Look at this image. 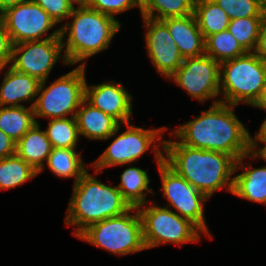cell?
<instances>
[{"label": "cell", "mask_w": 266, "mask_h": 266, "mask_svg": "<svg viewBox=\"0 0 266 266\" xmlns=\"http://www.w3.org/2000/svg\"><path fill=\"white\" fill-rule=\"evenodd\" d=\"M235 106L215 100L208 111L175 130L180 143L221 152L236 161L250 152V134L240 122L233 108Z\"/></svg>", "instance_id": "1"}, {"label": "cell", "mask_w": 266, "mask_h": 266, "mask_svg": "<svg viewBox=\"0 0 266 266\" xmlns=\"http://www.w3.org/2000/svg\"><path fill=\"white\" fill-rule=\"evenodd\" d=\"M163 161L178 175L208 198L225 186L232 193V174L238 169L236 160L227 154L190 147L180 142H163Z\"/></svg>", "instance_id": "2"}, {"label": "cell", "mask_w": 266, "mask_h": 266, "mask_svg": "<svg viewBox=\"0 0 266 266\" xmlns=\"http://www.w3.org/2000/svg\"><path fill=\"white\" fill-rule=\"evenodd\" d=\"M130 208L116 186H107L86 171L74 183L65 224L77 225L73 234L78 236L88 226L122 215Z\"/></svg>", "instance_id": "3"}, {"label": "cell", "mask_w": 266, "mask_h": 266, "mask_svg": "<svg viewBox=\"0 0 266 266\" xmlns=\"http://www.w3.org/2000/svg\"><path fill=\"white\" fill-rule=\"evenodd\" d=\"M69 17H73V21L60 28L65 52L63 63L66 65L81 62L103 51L120 29L118 20L90 7L73 8ZM67 32L68 39L64 42Z\"/></svg>", "instance_id": "4"}, {"label": "cell", "mask_w": 266, "mask_h": 266, "mask_svg": "<svg viewBox=\"0 0 266 266\" xmlns=\"http://www.w3.org/2000/svg\"><path fill=\"white\" fill-rule=\"evenodd\" d=\"M266 82V63L254 52L220 64V93L222 103L236 106L239 102L254 105Z\"/></svg>", "instance_id": "5"}, {"label": "cell", "mask_w": 266, "mask_h": 266, "mask_svg": "<svg viewBox=\"0 0 266 266\" xmlns=\"http://www.w3.org/2000/svg\"><path fill=\"white\" fill-rule=\"evenodd\" d=\"M133 210L136 211L135 214L130 215ZM77 237L118 255L146 249L143 242L142 219L136 207H131L122 215L88 226Z\"/></svg>", "instance_id": "6"}, {"label": "cell", "mask_w": 266, "mask_h": 266, "mask_svg": "<svg viewBox=\"0 0 266 266\" xmlns=\"http://www.w3.org/2000/svg\"><path fill=\"white\" fill-rule=\"evenodd\" d=\"M85 67V63L80 64L47 88L46 81H42L38 91L40 95L31 105L34 117L67 118L70 113L75 117L76 109L85 99Z\"/></svg>", "instance_id": "7"}, {"label": "cell", "mask_w": 266, "mask_h": 266, "mask_svg": "<svg viewBox=\"0 0 266 266\" xmlns=\"http://www.w3.org/2000/svg\"><path fill=\"white\" fill-rule=\"evenodd\" d=\"M142 219L143 242L146 249L163 243L197 242L202 232L190 220L180 217L167 207L152 205L138 208Z\"/></svg>", "instance_id": "8"}, {"label": "cell", "mask_w": 266, "mask_h": 266, "mask_svg": "<svg viewBox=\"0 0 266 266\" xmlns=\"http://www.w3.org/2000/svg\"><path fill=\"white\" fill-rule=\"evenodd\" d=\"M127 130L121 133L114 141L108 146V148L101 154V156L93 164L95 173L101 171L103 168L124 165L135 162L146 153V150L153 145V152L155 151V157L157 158V165L163 161L164 152L159 150L154 141H161L163 147L164 140L161 139L160 133L166 130V127L159 129H143L140 127H134L130 125V122L126 123Z\"/></svg>", "instance_id": "9"}, {"label": "cell", "mask_w": 266, "mask_h": 266, "mask_svg": "<svg viewBox=\"0 0 266 266\" xmlns=\"http://www.w3.org/2000/svg\"><path fill=\"white\" fill-rule=\"evenodd\" d=\"M163 195L168 199L169 206L177 210L180 217L194 223L205 235L212 237L206 227L203 205L208 197L194 188L187 180L178 175L164 161L159 165Z\"/></svg>", "instance_id": "10"}, {"label": "cell", "mask_w": 266, "mask_h": 266, "mask_svg": "<svg viewBox=\"0 0 266 266\" xmlns=\"http://www.w3.org/2000/svg\"><path fill=\"white\" fill-rule=\"evenodd\" d=\"M61 50L63 46L59 28L45 39L13 44L11 67L40 82L46 81L60 58Z\"/></svg>", "instance_id": "11"}, {"label": "cell", "mask_w": 266, "mask_h": 266, "mask_svg": "<svg viewBox=\"0 0 266 266\" xmlns=\"http://www.w3.org/2000/svg\"><path fill=\"white\" fill-rule=\"evenodd\" d=\"M169 78L201 102L220 94V63L206 54L184 58Z\"/></svg>", "instance_id": "12"}, {"label": "cell", "mask_w": 266, "mask_h": 266, "mask_svg": "<svg viewBox=\"0 0 266 266\" xmlns=\"http://www.w3.org/2000/svg\"><path fill=\"white\" fill-rule=\"evenodd\" d=\"M0 20L13 44L42 40L46 32L57 24L49 14L33 0H26L6 8Z\"/></svg>", "instance_id": "13"}, {"label": "cell", "mask_w": 266, "mask_h": 266, "mask_svg": "<svg viewBox=\"0 0 266 266\" xmlns=\"http://www.w3.org/2000/svg\"><path fill=\"white\" fill-rule=\"evenodd\" d=\"M147 28V53L156 70L169 78L183 63L176 42L171 37L167 26L161 21L143 17Z\"/></svg>", "instance_id": "14"}, {"label": "cell", "mask_w": 266, "mask_h": 266, "mask_svg": "<svg viewBox=\"0 0 266 266\" xmlns=\"http://www.w3.org/2000/svg\"><path fill=\"white\" fill-rule=\"evenodd\" d=\"M85 100L112 116L121 125L128 123L132 114V97L121 83L85 84Z\"/></svg>", "instance_id": "15"}, {"label": "cell", "mask_w": 266, "mask_h": 266, "mask_svg": "<svg viewBox=\"0 0 266 266\" xmlns=\"http://www.w3.org/2000/svg\"><path fill=\"white\" fill-rule=\"evenodd\" d=\"M168 28L183 58L205 54V39L194 14L161 20Z\"/></svg>", "instance_id": "16"}, {"label": "cell", "mask_w": 266, "mask_h": 266, "mask_svg": "<svg viewBox=\"0 0 266 266\" xmlns=\"http://www.w3.org/2000/svg\"><path fill=\"white\" fill-rule=\"evenodd\" d=\"M75 119L79 136L83 135L89 139L107 140L120 130V123L116 119L92 106L85 99L76 111Z\"/></svg>", "instance_id": "17"}, {"label": "cell", "mask_w": 266, "mask_h": 266, "mask_svg": "<svg viewBox=\"0 0 266 266\" xmlns=\"http://www.w3.org/2000/svg\"><path fill=\"white\" fill-rule=\"evenodd\" d=\"M0 87V106H22L18 102L31 101L38 96L40 81L26 73L16 71L11 66Z\"/></svg>", "instance_id": "18"}, {"label": "cell", "mask_w": 266, "mask_h": 266, "mask_svg": "<svg viewBox=\"0 0 266 266\" xmlns=\"http://www.w3.org/2000/svg\"><path fill=\"white\" fill-rule=\"evenodd\" d=\"M40 124L35 123L28 132L16 143V154L31 165L38 173L44 168L52 151V145L46 132L40 130Z\"/></svg>", "instance_id": "19"}, {"label": "cell", "mask_w": 266, "mask_h": 266, "mask_svg": "<svg viewBox=\"0 0 266 266\" xmlns=\"http://www.w3.org/2000/svg\"><path fill=\"white\" fill-rule=\"evenodd\" d=\"M246 157L247 154L236 161L235 165H242L240 168L244 170L233 177L232 194L249 201L266 204V166L250 169L249 164L246 170L242 161Z\"/></svg>", "instance_id": "20"}, {"label": "cell", "mask_w": 266, "mask_h": 266, "mask_svg": "<svg viewBox=\"0 0 266 266\" xmlns=\"http://www.w3.org/2000/svg\"><path fill=\"white\" fill-rule=\"evenodd\" d=\"M37 123L32 106H0V130L17 143Z\"/></svg>", "instance_id": "21"}, {"label": "cell", "mask_w": 266, "mask_h": 266, "mask_svg": "<svg viewBox=\"0 0 266 266\" xmlns=\"http://www.w3.org/2000/svg\"><path fill=\"white\" fill-rule=\"evenodd\" d=\"M121 183L116 186L122 194L124 200L131 206L143 208L147 203L146 193L152 192L148 187L150 180L147 171L137 167H128L121 174Z\"/></svg>", "instance_id": "22"}, {"label": "cell", "mask_w": 266, "mask_h": 266, "mask_svg": "<svg viewBox=\"0 0 266 266\" xmlns=\"http://www.w3.org/2000/svg\"><path fill=\"white\" fill-rule=\"evenodd\" d=\"M194 15L204 39L226 30L231 20L213 0H195Z\"/></svg>", "instance_id": "23"}, {"label": "cell", "mask_w": 266, "mask_h": 266, "mask_svg": "<svg viewBox=\"0 0 266 266\" xmlns=\"http://www.w3.org/2000/svg\"><path fill=\"white\" fill-rule=\"evenodd\" d=\"M76 148H52L47 158L49 169L58 177H75V183L87 171Z\"/></svg>", "instance_id": "24"}, {"label": "cell", "mask_w": 266, "mask_h": 266, "mask_svg": "<svg viewBox=\"0 0 266 266\" xmlns=\"http://www.w3.org/2000/svg\"><path fill=\"white\" fill-rule=\"evenodd\" d=\"M194 3L195 0H142L140 12L142 17L156 20L183 17L194 14Z\"/></svg>", "instance_id": "25"}, {"label": "cell", "mask_w": 266, "mask_h": 266, "mask_svg": "<svg viewBox=\"0 0 266 266\" xmlns=\"http://www.w3.org/2000/svg\"><path fill=\"white\" fill-rule=\"evenodd\" d=\"M39 173L16 153L0 159V190L19 186Z\"/></svg>", "instance_id": "26"}, {"label": "cell", "mask_w": 266, "mask_h": 266, "mask_svg": "<svg viewBox=\"0 0 266 266\" xmlns=\"http://www.w3.org/2000/svg\"><path fill=\"white\" fill-rule=\"evenodd\" d=\"M245 53L246 51L227 29L205 39V54L220 64Z\"/></svg>", "instance_id": "27"}, {"label": "cell", "mask_w": 266, "mask_h": 266, "mask_svg": "<svg viewBox=\"0 0 266 266\" xmlns=\"http://www.w3.org/2000/svg\"><path fill=\"white\" fill-rule=\"evenodd\" d=\"M266 17H244L231 19L227 30L246 52H254L261 26Z\"/></svg>", "instance_id": "28"}, {"label": "cell", "mask_w": 266, "mask_h": 266, "mask_svg": "<svg viewBox=\"0 0 266 266\" xmlns=\"http://www.w3.org/2000/svg\"><path fill=\"white\" fill-rule=\"evenodd\" d=\"M46 135L53 148H76L79 132L75 117L50 119Z\"/></svg>", "instance_id": "29"}, {"label": "cell", "mask_w": 266, "mask_h": 266, "mask_svg": "<svg viewBox=\"0 0 266 266\" xmlns=\"http://www.w3.org/2000/svg\"><path fill=\"white\" fill-rule=\"evenodd\" d=\"M230 19L244 17H266L255 0H213Z\"/></svg>", "instance_id": "30"}, {"label": "cell", "mask_w": 266, "mask_h": 266, "mask_svg": "<svg viewBox=\"0 0 266 266\" xmlns=\"http://www.w3.org/2000/svg\"><path fill=\"white\" fill-rule=\"evenodd\" d=\"M135 6H141L139 0H92L90 8L114 18L115 14L124 12Z\"/></svg>", "instance_id": "31"}, {"label": "cell", "mask_w": 266, "mask_h": 266, "mask_svg": "<svg viewBox=\"0 0 266 266\" xmlns=\"http://www.w3.org/2000/svg\"><path fill=\"white\" fill-rule=\"evenodd\" d=\"M41 8H43L49 16L59 23L63 19L69 18L73 8L67 2V0H33Z\"/></svg>", "instance_id": "32"}, {"label": "cell", "mask_w": 266, "mask_h": 266, "mask_svg": "<svg viewBox=\"0 0 266 266\" xmlns=\"http://www.w3.org/2000/svg\"><path fill=\"white\" fill-rule=\"evenodd\" d=\"M13 42L7 33L3 22L0 20V65L8 67L11 62Z\"/></svg>", "instance_id": "33"}, {"label": "cell", "mask_w": 266, "mask_h": 266, "mask_svg": "<svg viewBox=\"0 0 266 266\" xmlns=\"http://www.w3.org/2000/svg\"><path fill=\"white\" fill-rule=\"evenodd\" d=\"M256 141L258 143H264L265 145L261 149L258 150L257 149L258 144ZM259 156L260 158L266 161V136L261 131H259L256 134L255 139L250 137V152L247 153V157H250V158H257Z\"/></svg>", "instance_id": "34"}, {"label": "cell", "mask_w": 266, "mask_h": 266, "mask_svg": "<svg viewBox=\"0 0 266 266\" xmlns=\"http://www.w3.org/2000/svg\"><path fill=\"white\" fill-rule=\"evenodd\" d=\"M16 153V143L0 130V159Z\"/></svg>", "instance_id": "35"}, {"label": "cell", "mask_w": 266, "mask_h": 266, "mask_svg": "<svg viewBox=\"0 0 266 266\" xmlns=\"http://www.w3.org/2000/svg\"><path fill=\"white\" fill-rule=\"evenodd\" d=\"M254 53L266 63V20L261 26L258 43L254 50Z\"/></svg>", "instance_id": "36"}, {"label": "cell", "mask_w": 266, "mask_h": 266, "mask_svg": "<svg viewBox=\"0 0 266 266\" xmlns=\"http://www.w3.org/2000/svg\"><path fill=\"white\" fill-rule=\"evenodd\" d=\"M266 111V82L264 83L262 93L256 103L253 105Z\"/></svg>", "instance_id": "37"}, {"label": "cell", "mask_w": 266, "mask_h": 266, "mask_svg": "<svg viewBox=\"0 0 266 266\" xmlns=\"http://www.w3.org/2000/svg\"><path fill=\"white\" fill-rule=\"evenodd\" d=\"M26 0H0V13L6 8L17 5Z\"/></svg>", "instance_id": "38"}, {"label": "cell", "mask_w": 266, "mask_h": 266, "mask_svg": "<svg viewBox=\"0 0 266 266\" xmlns=\"http://www.w3.org/2000/svg\"><path fill=\"white\" fill-rule=\"evenodd\" d=\"M67 2L70 4V6L72 8H75L74 3H78L79 4V8H83V7H89L92 0H67Z\"/></svg>", "instance_id": "39"}, {"label": "cell", "mask_w": 266, "mask_h": 266, "mask_svg": "<svg viewBox=\"0 0 266 266\" xmlns=\"http://www.w3.org/2000/svg\"><path fill=\"white\" fill-rule=\"evenodd\" d=\"M259 8L266 14V0H255Z\"/></svg>", "instance_id": "40"}, {"label": "cell", "mask_w": 266, "mask_h": 266, "mask_svg": "<svg viewBox=\"0 0 266 266\" xmlns=\"http://www.w3.org/2000/svg\"><path fill=\"white\" fill-rule=\"evenodd\" d=\"M260 131L266 136V119L263 121Z\"/></svg>", "instance_id": "41"}]
</instances>
